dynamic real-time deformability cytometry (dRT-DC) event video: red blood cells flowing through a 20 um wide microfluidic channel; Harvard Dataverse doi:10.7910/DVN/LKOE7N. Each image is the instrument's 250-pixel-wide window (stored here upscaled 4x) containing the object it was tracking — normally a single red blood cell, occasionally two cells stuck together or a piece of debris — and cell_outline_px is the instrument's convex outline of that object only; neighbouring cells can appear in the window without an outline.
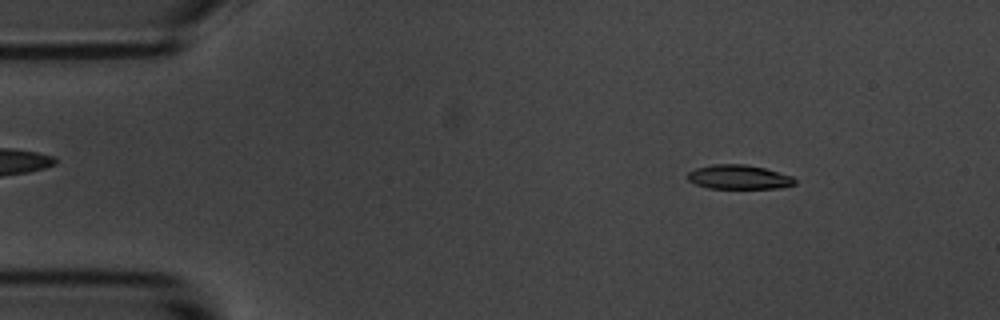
{"species": "common noctule bat (a hibernating species)", "species_latin": "Nyctalus noctula", "temperature_condition": "room temperature", "stored_images_in_passage": 9, "camera_frame_rate_fps": 3000, "um_per_image_px": 0.085, "animal": {"sex": "male", "body_mass_g": 20.1, "forearm_length_mm": 53.5}, "frame": {"image": 1, "passage_image": 1, "time_ms": 0.0, "image_size_px": [1000, 320], "cell_outline_px": [[796, 184], [780, 188], [708, 188], [696, 184], [688, 180], [688, 172], [696, 168], [712, 164], [744, 164], [764, 168], [792, 176], [796, 180]], "centroid_in_image_um": [62.8, 15.05], "position_along_channel_um": 22.2, "area_um2": 15.09}}
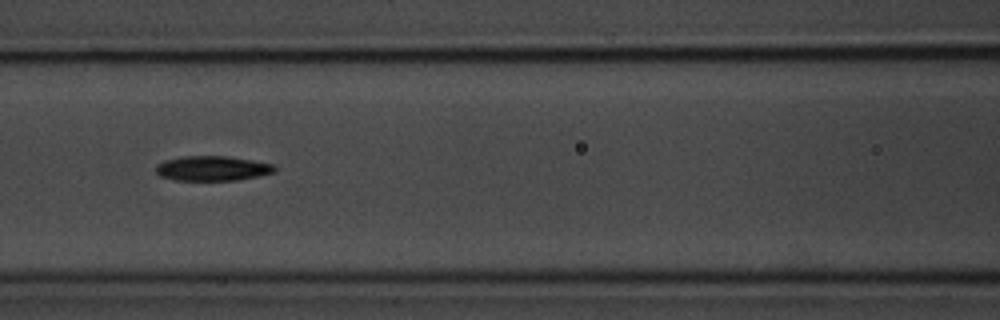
{"frame": {"image": 2, "passage_image": 6, "time_ms": 5.667, "image_size_px": [1000, 320], "cell_outline_px": [[276, 172], [260, 176], [236, 180], [176, 180], [160, 176], [156, 172], [156, 164], [164, 160], [184, 156], [224, 156], [252, 160], [276, 164]], "centroid_in_image_um": [18.08, 14.31], "position_along_channel_um": 148.5, "area_um2": 17.28}}
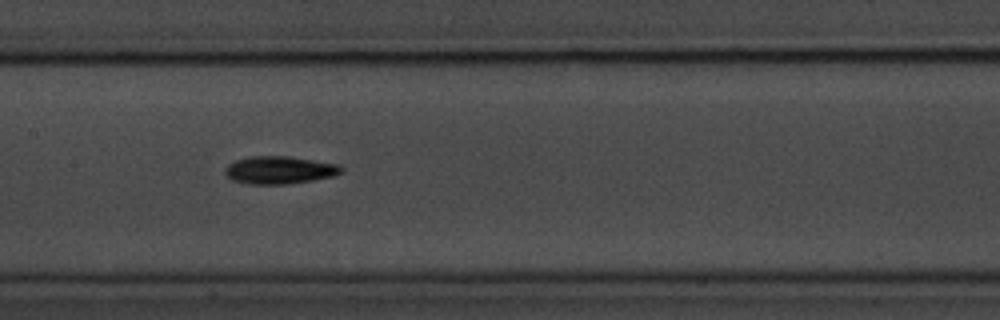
{"frame": {"image": 3, "passage_image": 7, "time_ms": 6.667, "image_size_px": [1000, 320], "cell_outline_px": [[344, 172], [332, 176], [312, 180], [288, 184], [248, 184], [232, 180], [224, 172], [224, 168], [228, 164], [236, 160], [252, 156], [288, 156], [340, 164], [344, 168]], "centroid_in_image_um": [23.77, 14.45], "position_along_channel_um": 183.6, "area_um2": 18.84}}